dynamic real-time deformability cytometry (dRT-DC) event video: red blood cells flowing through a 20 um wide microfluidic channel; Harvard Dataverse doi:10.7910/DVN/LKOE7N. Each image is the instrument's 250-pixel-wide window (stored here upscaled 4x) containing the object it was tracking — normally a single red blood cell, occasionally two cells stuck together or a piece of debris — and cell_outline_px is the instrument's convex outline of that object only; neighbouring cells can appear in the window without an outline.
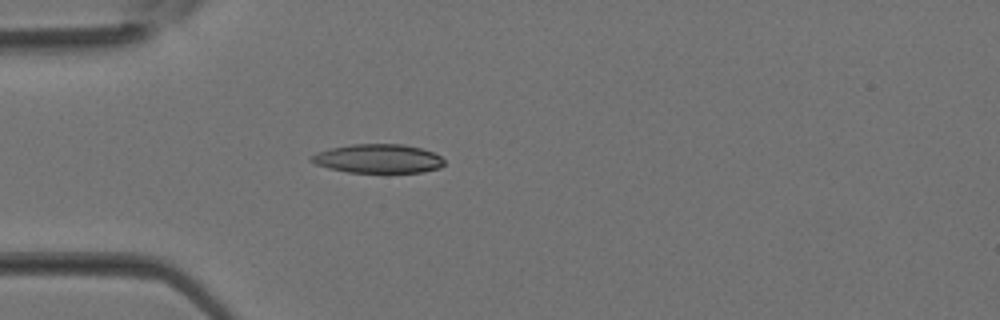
{"species": "Egyptian fruit bat (a non-hibernating species)", "species_latin": "Rousettus aegyptiacus", "temperature_condition": "room temperature", "stored_images_in_passage": 37, "camera_frame_rate_fps": 3000, "um_per_image_px": 0.085, "animal": {"sex": "female"}, "frame": {"image": 1, "passage_image": 11, "time_ms": 3.333, "image_size_px": [1000, 320], "cell_outline_px": [[444, 164], [440, 168], [424, 172], [348, 172], [328, 168], [316, 164], [308, 160], [308, 156], [316, 152], [332, 148], [352, 144], [400, 144], [420, 148], [432, 152], [440, 156], [444, 160]], "centroid_in_image_um": [32.11, 13.48], "position_along_channel_um": 52.9, "area_um2": 22.37}}
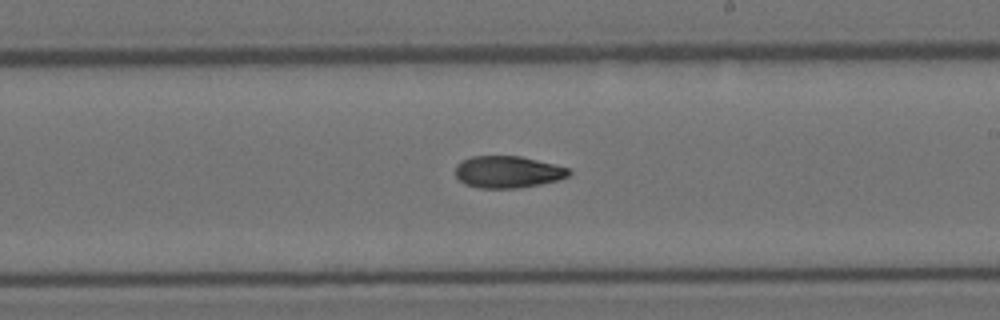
{"frame": {"image": 2, "passage_image": 22, "time_ms": 7.0, "image_size_px": [1000, 320], "cell_outline_px": [[572, 172], [568, 176], [556, 180], [540, 184], [520, 188], [480, 188], [464, 184], [456, 176], [456, 164], [460, 160], [472, 156], [520, 156], [568, 168]], "centroid_in_image_um": [43.12, 14.61], "position_along_channel_um": 245.9, "area_um2": 21.04}}
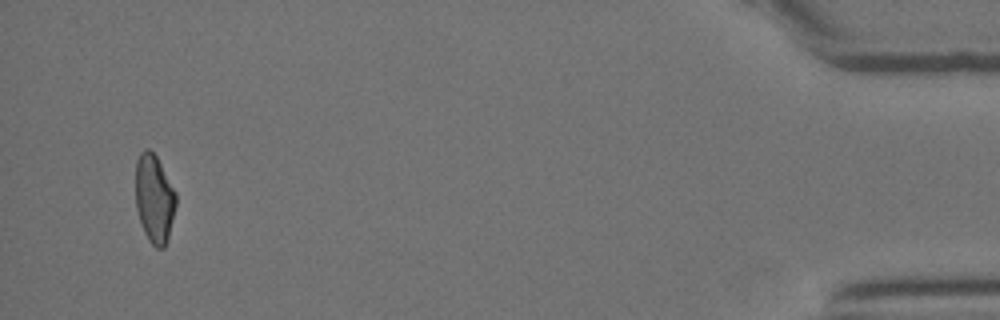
{"frame": {"image": 3, "passage_image": 36, "time_ms": 11.667, "image_size_px": [1000, 320], "cell_outline_px": [[176, 204], [168, 240], [164, 248], [156, 248], [148, 240], [144, 232], [136, 208], [136, 160], [140, 152], [144, 148], [148, 148], [156, 156], [176, 192]], "centroid_in_image_um": [13.11, 16.89], "position_along_channel_um": 422.1, "area_um2": 20.81}}